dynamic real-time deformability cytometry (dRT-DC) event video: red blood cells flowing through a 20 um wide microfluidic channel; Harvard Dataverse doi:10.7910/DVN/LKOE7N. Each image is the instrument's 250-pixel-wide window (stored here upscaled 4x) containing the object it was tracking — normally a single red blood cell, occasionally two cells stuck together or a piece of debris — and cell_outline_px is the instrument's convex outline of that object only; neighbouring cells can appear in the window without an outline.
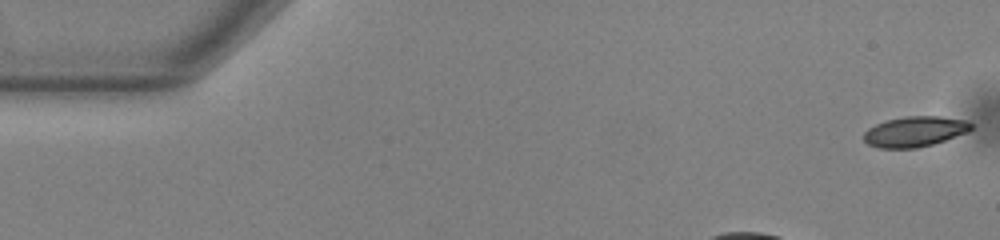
{"species": "common noctule bat (a hibernating species)", "species_latin": "Nyctalus noctula", "temperature_condition": "warm", "stored_images_in_passage": 38, "camera_frame_rate_fps": 3000, "um_per_image_px": 0.085, "animal": {"sex": "male", "body_mass_g": 13.0, "forearm_length_mm": 53.1}, "frame": {"image": 1, "passage_image": 1, "time_ms": 0.0, "image_size_px": [1000, 240], "cell_outline_px": [[972, 128], [968, 132], [932, 144], [916, 148], [880, 148], [868, 144], [864, 140], [864, 132], [868, 128], [876, 124], [888, 120], [908, 116], [940, 116], [968, 120], [972, 124]], "centroid_in_image_um": [77.78, 11.18], "position_along_channel_um": 7.2, "area_um2": 18.9}}
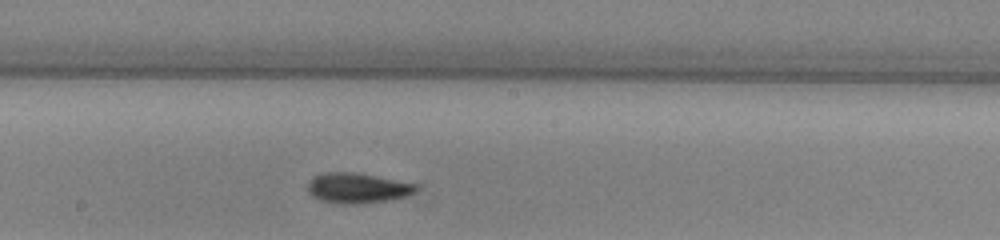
{"frame": {"image": 2, "passage_image": 23, "time_ms": 7.333, "image_size_px": [1000, 240], "cell_outline_px": [[416, 192], [408, 196], [360, 204], [332, 204], [320, 200], [312, 196], [308, 192], [308, 180], [312, 176], [324, 172], [356, 172], [416, 184]], "centroid_in_image_um": [30.31, 15.98], "position_along_channel_um": 217.9, "area_um2": 19.25}}
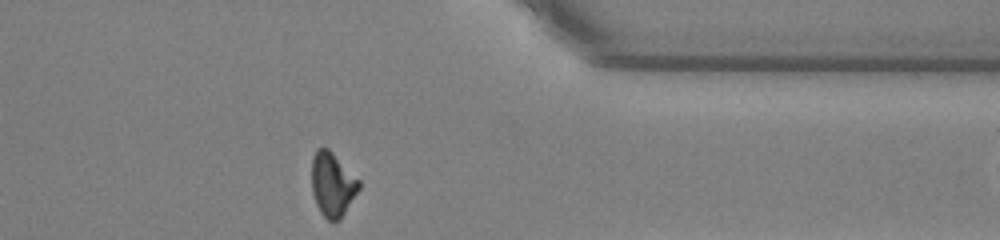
{"frame": {"image": 3, "passage_image": 37, "time_ms": 12.0, "image_size_px": [1000, 240], "cell_outline_px": [[360, 188], [340, 220], [328, 220], [320, 212], [316, 204], [312, 192], [312, 156], [316, 148], [328, 148], [360, 180]], "centroid_in_image_um": [28.25, 15.67], "position_along_channel_um": 383.1, "area_um2": 17.63}}